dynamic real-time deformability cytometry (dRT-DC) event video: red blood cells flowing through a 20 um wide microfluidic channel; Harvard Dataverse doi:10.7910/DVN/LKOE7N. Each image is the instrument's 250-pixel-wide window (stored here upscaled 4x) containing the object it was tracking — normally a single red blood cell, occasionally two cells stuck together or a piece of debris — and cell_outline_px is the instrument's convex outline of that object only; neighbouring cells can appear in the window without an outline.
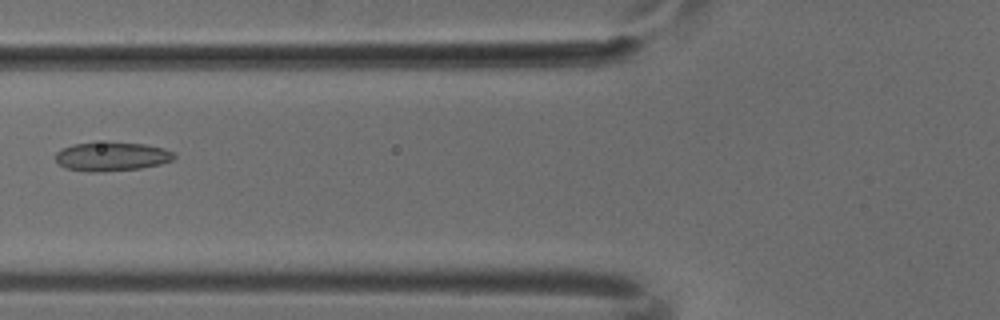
{"species": "common noctule bat (a hibernating species)", "species_latin": "Nyctalus noctula", "temperature_condition": "cold", "stored_images_in_passage": 2, "camera_frame_rate_fps": 3000, "um_per_image_px": 0.085, "animal": {"sex": "male", "body_mass_g": 18.8}, "frame": {"image": 1, "passage_image": 2, "time_ms": 0.333, "image_size_px": [1000, 320], "cell_outline_px": [[176, 156], [172, 160], [160, 164], [140, 168], [100, 172], [88, 172], [64, 168], [56, 160], [56, 152], [72, 144], [108, 140], [144, 144], [164, 148], [172, 152]], "centroid_in_image_um": [9.48, 13.28], "position_along_channel_um": 116.3, "area_um2": 20.4}}